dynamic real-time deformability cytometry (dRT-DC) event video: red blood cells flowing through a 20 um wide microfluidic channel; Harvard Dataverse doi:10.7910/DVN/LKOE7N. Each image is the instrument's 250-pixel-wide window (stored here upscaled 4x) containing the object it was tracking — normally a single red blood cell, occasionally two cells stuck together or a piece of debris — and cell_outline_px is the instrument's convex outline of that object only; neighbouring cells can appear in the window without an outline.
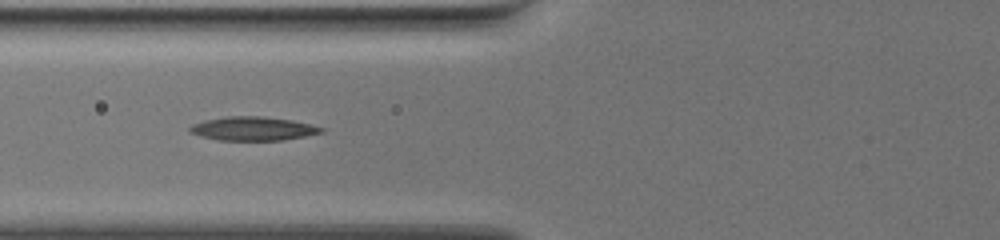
{"species": "common noctule bat (a hibernating species)", "species_latin": "Nyctalus noctula", "temperature_condition": "warm", "stored_images_in_passage": 59, "camera_frame_rate_fps": 3000, "um_per_image_px": 0.085, "animal": {"sex": "female", "body_mass_g": 19.5, "forearm_length_mm": 54.1}, "frame": {"image": 1, "passage_image": 27, "time_ms": 8.667, "image_size_px": [1000, 240], "cell_outline_px": [[324, 132], [284, 140], [216, 140], [200, 136], [188, 132], [188, 128], [192, 124], [204, 120], [228, 116], [260, 116], [292, 120], [324, 128]], "centroid_in_image_um": [21.45, 10.93], "position_along_channel_um": 104.4, "area_um2": 18.21}}
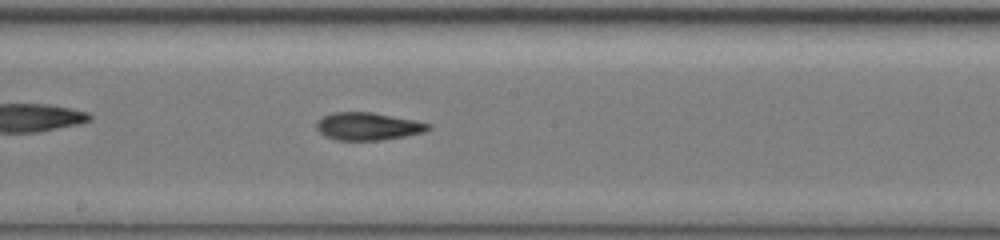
{"frame": {"image": 2, "passage_image": 36, "time_ms": 11.667, "image_size_px": [1000, 240], "cell_outline_px": [[432, 128], [424, 132], [404, 136], [380, 140], [336, 140], [324, 136], [316, 128], [316, 120], [332, 112], [372, 112], [416, 120], [432, 124]], "centroid_in_image_um": [31.27, 10.73], "position_along_channel_um": 216.9, "area_um2": 18.15}}
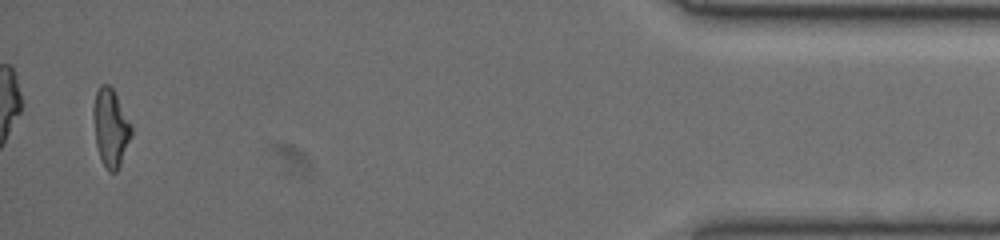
{"frame": {"image": 3, "passage_image": 58, "time_ms": 19.0, "image_size_px": [1000, 240], "cell_outline_px": [[132, 136], [120, 164], [116, 172], [108, 172], [100, 160], [96, 144], [92, 112], [92, 108], [96, 92], [100, 84], [108, 84], [112, 88], [132, 124]], "centroid_in_image_um": [9.4, 10.86], "position_along_channel_um": 425.8, "area_um2": 17.4}, "authors_computed_cell_mechanics": {"area_um2": 17.918, "velocity_mm_per_s": 3.7516, "shape_relaxation_time_tau1_ms": 10.6059, "shape_relaxation_time_tau2_ms": 1.8417, "deformation_change_tau1": 0.3069, "deformation_change_tau2": 0.0797}}